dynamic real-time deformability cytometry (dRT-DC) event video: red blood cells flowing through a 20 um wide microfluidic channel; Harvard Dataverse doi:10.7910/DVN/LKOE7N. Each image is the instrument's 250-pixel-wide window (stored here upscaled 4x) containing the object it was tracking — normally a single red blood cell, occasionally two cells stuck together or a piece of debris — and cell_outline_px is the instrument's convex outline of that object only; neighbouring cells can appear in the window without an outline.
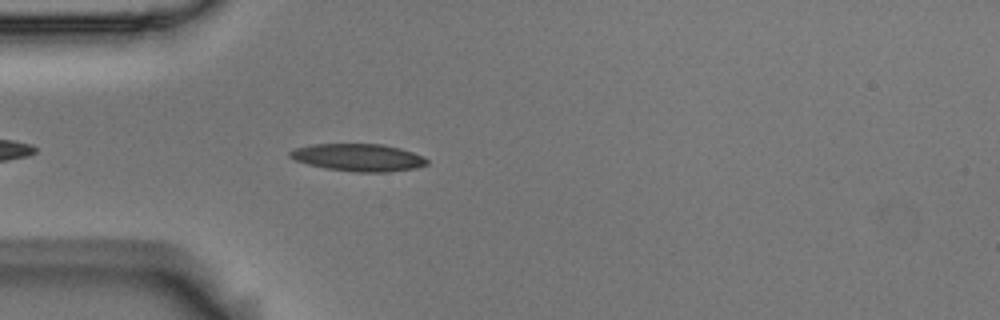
{"species": "Egyptian fruit bat (a non-hibernating species)", "species_latin": "Rousettus aegyptiacus", "temperature_condition": "room temperature", "stored_images_in_passage": 5, "camera_frame_rate_fps": 3000, "um_per_image_px": 0.085, "animal": {"sex": "male"}, "frame": {"image": 1, "passage_image": 5, "time_ms": 1.333, "image_size_px": [1000, 320], "cell_outline_px": [[428, 164], [416, 168], [388, 172], [356, 172], [324, 168], [308, 164], [296, 160], [288, 156], [288, 152], [292, 148], [312, 144], [384, 144], [400, 148], [424, 156], [428, 160]], "centroid_in_image_um": [30.45, 13.38], "position_along_channel_um": 54.6, "area_um2": 22.08}}